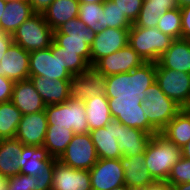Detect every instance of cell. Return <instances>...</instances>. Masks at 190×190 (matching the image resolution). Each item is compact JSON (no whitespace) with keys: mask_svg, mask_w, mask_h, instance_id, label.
<instances>
[{"mask_svg":"<svg viewBox=\"0 0 190 190\" xmlns=\"http://www.w3.org/2000/svg\"><path fill=\"white\" fill-rule=\"evenodd\" d=\"M105 86L106 76L90 68L87 72L71 77V98L85 101L96 96H105Z\"/></svg>","mask_w":190,"mask_h":190,"instance_id":"obj_15","label":"cell"},{"mask_svg":"<svg viewBox=\"0 0 190 190\" xmlns=\"http://www.w3.org/2000/svg\"><path fill=\"white\" fill-rule=\"evenodd\" d=\"M6 4L7 0H0V20L3 15V12L5 11Z\"/></svg>","mask_w":190,"mask_h":190,"instance_id":"obj_49","label":"cell"},{"mask_svg":"<svg viewBox=\"0 0 190 190\" xmlns=\"http://www.w3.org/2000/svg\"><path fill=\"white\" fill-rule=\"evenodd\" d=\"M160 133L182 148L190 142V118L181 110Z\"/></svg>","mask_w":190,"mask_h":190,"instance_id":"obj_32","label":"cell"},{"mask_svg":"<svg viewBox=\"0 0 190 190\" xmlns=\"http://www.w3.org/2000/svg\"><path fill=\"white\" fill-rule=\"evenodd\" d=\"M29 79L46 105L64 103L71 97L70 80H50L42 76H29Z\"/></svg>","mask_w":190,"mask_h":190,"instance_id":"obj_22","label":"cell"},{"mask_svg":"<svg viewBox=\"0 0 190 190\" xmlns=\"http://www.w3.org/2000/svg\"><path fill=\"white\" fill-rule=\"evenodd\" d=\"M96 34L76 17L54 30V41L62 50L80 51V56L90 64V49Z\"/></svg>","mask_w":190,"mask_h":190,"instance_id":"obj_5","label":"cell"},{"mask_svg":"<svg viewBox=\"0 0 190 190\" xmlns=\"http://www.w3.org/2000/svg\"><path fill=\"white\" fill-rule=\"evenodd\" d=\"M98 159L90 134L84 133L75 134L57 160L74 169L90 170Z\"/></svg>","mask_w":190,"mask_h":190,"instance_id":"obj_8","label":"cell"},{"mask_svg":"<svg viewBox=\"0 0 190 190\" xmlns=\"http://www.w3.org/2000/svg\"><path fill=\"white\" fill-rule=\"evenodd\" d=\"M111 190H133L131 188H128L125 184L116 188H113Z\"/></svg>","mask_w":190,"mask_h":190,"instance_id":"obj_53","label":"cell"},{"mask_svg":"<svg viewBox=\"0 0 190 190\" xmlns=\"http://www.w3.org/2000/svg\"><path fill=\"white\" fill-rule=\"evenodd\" d=\"M156 68H165L190 74V41L174 39L169 49L156 62Z\"/></svg>","mask_w":190,"mask_h":190,"instance_id":"obj_24","label":"cell"},{"mask_svg":"<svg viewBox=\"0 0 190 190\" xmlns=\"http://www.w3.org/2000/svg\"><path fill=\"white\" fill-rule=\"evenodd\" d=\"M103 3H80L79 19L93 32L100 33L105 30Z\"/></svg>","mask_w":190,"mask_h":190,"instance_id":"obj_36","label":"cell"},{"mask_svg":"<svg viewBox=\"0 0 190 190\" xmlns=\"http://www.w3.org/2000/svg\"><path fill=\"white\" fill-rule=\"evenodd\" d=\"M14 81L0 75V103L11 100Z\"/></svg>","mask_w":190,"mask_h":190,"instance_id":"obj_41","label":"cell"},{"mask_svg":"<svg viewBox=\"0 0 190 190\" xmlns=\"http://www.w3.org/2000/svg\"><path fill=\"white\" fill-rule=\"evenodd\" d=\"M118 128L120 122L112 119L105 127L89 131L99 159H120L118 148Z\"/></svg>","mask_w":190,"mask_h":190,"instance_id":"obj_19","label":"cell"},{"mask_svg":"<svg viewBox=\"0 0 190 190\" xmlns=\"http://www.w3.org/2000/svg\"><path fill=\"white\" fill-rule=\"evenodd\" d=\"M176 3L179 8H182L184 6H190V0H176Z\"/></svg>","mask_w":190,"mask_h":190,"instance_id":"obj_48","label":"cell"},{"mask_svg":"<svg viewBox=\"0 0 190 190\" xmlns=\"http://www.w3.org/2000/svg\"><path fill=\"white\" fill-rule=\"evenodd\" d=\"M129 42V29L107 28L96 34L90 49L91 67L101 58L122 49Z\"/></svg>","mask_w":190,"mask_h":190,"instance_id":"obj_14","label":"cell"},{"mask_svg":"<svg viewBox=\"0 0 190 190\" xmlns=\"http://www.w3.org/2000/svg\"><path fill=\"white\" fill-rule=\"evenodd\" d=\"M182 157L190 159V142L181 148Z\"/></svg>","mask_w":190,"mask_h":190,"instance_id":"obj_46","label":"cell"},{"mask_svg":"<svg viewBox=\"0 0 190 190\" xmlns=\"http://www.w3.org/2000/svg\"><path fill=\"white\" fill-rule=\"evenodd\" d=\"M79 5V0H54L42 15L54 31L79 16Z\"/></svg>","mask_w":190,"mask_h":190,"instance_id":"obj_30","label":"cell"},{"mask_svg":"<svg viewBox=\"0 0 190 190\" xmlns=\"http://www.w3.org/2000/svg\"><path fill=\"white\" fill-rule=\"evenodd\" d=\"M167 182L171 186L181 183H190V159L181 157L180 160L171 168Z\"/></svg>","mask_w":190,"mask_h":190,"instance_id":"obj_39","label":"cell"},{"mask_svg":"<svg viewBox=\"0 0 190 190\" xmlns=\"http://www.w3.org/2000/svg\"><path fill=\"white\" fill-rule=\"evenodd\" d=\"M74 135L73 130H67L64 127H48L43 146L53 158L58 159Z\"/></svg>","mask_w":190,"mask_h":190,"instance_id":"obj_34","label":"cell"},{"mask_svg":"<svg viewBox=\"0 0 190 190\" xmlns=\"http://www.w3.org/2000/svg\"><path fill=\"white\" fill-rule=\"evenodd\" d=\"M29 76H42L57 80H71L72 75L63 67L59 56L50 48L30 52Z\"/></svg>","mask_w":190,"mask_h":190,"instance_id":"obj_13","label":"cell"},{"mask_svg":"<svg viewBox=\"0 0 190 190\" xmlns=\"http://www.w3.org/2000/svg\"><path fill=\"white\" fill-rule=\"evenodd\" d=\"M51 190H92L89 170L74 169L55 159Z\"/></svg>","mask_w":190,"mask_h":190,"instance_id":"obj_17","label":"cell"},{"mask_svg":"<svg viewBox=\"0 0 190 190\" xmlns=\"http://www.w3.org/2000/svg\"><path fill=\"white\" fill-rule=\"evenodd\" d=\"M156 81V63L145 62L130 72L106 76L108 100H145V91Z\"/></svg>","mask_w":190,"mask_h":190,"instance_id":"obj_1","label":"cell"},{"mask_svg":"<svg viewBox=\"0 0 190 190\" xmlns=\"http://www.w3.org/2000/svg\"><path fill=\"white\" fill-rule=\"evenodd\" d=\"M12 38L13 43L32 52L49 48L54 40V31L42 14L35 13L18 27Z\"/></svg>","mask_w":190,"mask_h":190,"instance_id":"obj_6","label":"cell"},{"mask_svg":"<svg viewBox=\"0 0 190 190\" xmlns=\"http://www.w3.org/2000/svg\"><path fill=\"white\" fill-rule=\"evenodd\" d=\"M22 114L11 102L0 103V139L15 138Z\"/></svg>","mask_w":190,"mask_h":190,"instance_id":"obj_35","label":"cell"},{"mask_svg":"<svg viewBox=\"0 0 190 190\" xmlns=\"http://www.w3.org/2000/svg\"><path fill=\"white\" fill-rule=\"evenodd\" d=\"M34 14L28 0H7L0 20V31L13 35L18 27Z\"/></svg>","mask_w":190,"mask_h":190,"instance_id":"obj_26","label":"cell"},{"mask_svg":"<svg viewBox=\"0 0 190 190\" xmlns=\"http://www.w3.org/2000/svg\"><path fill=\"white\" fill-rule=\"evenodd\" d=\"M0 190H6V178L0 175Z\"/></svg>","mask_w":190,"mask_h":190,"instance_id":"obj_50","label":"cell"},{"mask_svg":"<svg viewBox=\"0 0 190 190\" xmlns=\"http://www.w3.org/2000/svg\"><path fill=\"white\" fill-rule=\"evenodd\" d=\"M54 56H59L63 67L72 75H80L87 72L91 65L80 56V51L62 50L54 40L49 47Z\"/></svg>","mask_w":190,"mask_h":190,"instance_id":"obj_33","label":"cell"},{"mask_svg":"<svg viewBox=\"0 0 190 190\" xmlns=\"http://www.w3.org/2000/svg\"><path fill=\"white\" fill-rule=\"evenodd\" d=\"M156 82L161 91L181 108L190 106V74L156 68Z\"/></svg>","mask_w":190,"mask_h":190,"instance_id":"obj_9","label":"cell"},{"mask_svg":"<svg viewBox=\"0 0 190 190\" xmlns=\"http://www.w3.org/2000/svg\"><path fill=\"white\" fill-rule=\"evenodd\" d=\"M12 43V35L10 33L0 31V61Z\"/></svg>","mask_w":190,"mask_h":190,"instance_id":"obj_43","label":"cell"},{"mask_svg":"<svg viewBox=\"0 0 190 190\" xmlns=\"http://www.w3.org/2000/svg\"><path fill=\"white\" fill-rule=\"evenodd\" d=\"M175 8H178L176 0H144L138 18L132 26L156 28L159 18Z\"/></svg>","mask_w":190,"mask_h":190,"instance_id":"obj_29","label":"cell"},{"mask_svg":"<svg viewBox=\"0 0 190 190\" xmlns=\"http://www.w3.org/2000/svg\"><path fill=\"white\" fill-rule=\"evenodd\" d=\"M55 160L44 146L23 144V151L19 157V171L29 176H43L46 168Z\"/></svg>","mask_w":190,"mask_h":190,"instance_id":"obj_21","label":"cell"},{"mask_svg":"<svg viewBox=\"0 0 190 190\" xmlns=\"http://www.w3.org/2000/svg\"><path fill=\"white\" fill-rule=\"evenodd\" d=\"M92 190H111L125 184L119 159H98L89 170Z\"/></svg>","mask_w":190,"mask_h":190,"instance_id":"obj_12","label":"cell"},{"mask_svg":"<svg viewBox=\"0 0 190 190\" xmlns=\"http://www.w3.org/2000/svg\"><path fill=\"white\" fill-rule=\"evenodd\" d=\"M115 6L134 24L138 18L144 0H111Z\"/></svg>","mask_w":190,"mask_h":190,"instance_id":"obj_40","label":"cell"},{"mask_svg":"<svg viewBox=\"0 0 190 190\" xmlns=\"http://www.w3.org/2000/svg\"><path fill=\"white\" fill-rule=\"evenodd\" d=\"M141 190H173L167 181H155Z\"/></svg>","mask_w":190,"mask_h":190,"instance_id":"obj_45","label":"cell"},{"mask_svg":"<svg viewBox=\"0 0 190 190\" xmlns=\"http://www.w3.org/2000/svg\"><path fill=\"white\" fill-rule=\"evenodd\" d=\"M113 119L130 128L140 129L148 134L159 133L144 114L141 100H108Z\"/></svg>","mask_w":190,"mask_h":190,"instance_id":"obj_10","label":"cell"},{"mask_svg":"<svg viewBox=\"0 0 190 190\" xmlns=\"http://www.w3.org/2000/svg\"><path fill=\"white\" fill-rule=\"evenodd\" d=\"M103 11L105 18V30L107 28L130 29L132 23L126 16L115 6L111 0L103 2Z\"/></svg>","mask_w":190,"mask_h":190,"instance_id":"obj_38","label":"cell"},{"mask_svg":"<svg viewBox=\"0 0 190 190\" xmlns=\"http://www.w3.org/2000/svg\"><path fill=\"white\" fill-rule=\"evenodd\" d=\"M173 190H190V183H181L175 186H172Z\"/></svg>","mask_w":190,"mask_h":190,"instance_id":"obj_47","label":"cell"},{"mask_svg":"<svg viewBox=\"0 0 190 190\" xmlns=\"http://www.w3.org/2000/svg\"><path fill=\"white\" fill-rule=\"evenodd\" d=\"M153 134L137 128H130L120 122L118 128V148L122 156L131 157L144 153Z\"/></svg>","mask_w":190,"mask_h":190,"instance_id":"obj_25","label":"cell"},{"mask_svg":"<svg viewBox=\"0 0 190 190\" xmlns=\"http://www.w3.org/2000/svg\"><path fill=\"white\" fill-rule=\"evenodd\" d=\"M47 128L48 122L45 110L22 115L15 138L24 145L43 146Z\"/></svg>","mask_w":190,"mask_h":190,"instance_id":"obj_16","label":"cell"},{"mask_svg":"<svg viewBox=\"0 0 190 190\" xmlns=\"http://www.w3.org/2000/svg\"><path fill=\"white\" fill-rule=\"evenodd\" d=\"M182 18V38L190 39V6L180 8Z\"/></svg>","mask_w":190,"mask_h":190,"instance_id":"obj_42","label":"cell"},{"mask_svg":"<svg viewBox=\"0 0 190 190\" xmlns=\"http://www.w3.org/2000/svg\"><path fill=\"white\" fill-rule=\"evenodd\" d=\"M105 0H79L80 3H103Z\"/></svg>","mask_w":190,"mask_h":190,"instance_id":"obj_51","label":"cell"},{"mask_svg":"<svg viewBox=\"0 0 190 190\" xmlns=\"http://www.w3.org/2000/svg\"><path fill=\"white\" fill-rule=\"evenodd\" d=\"M181 110L190 118V106L183 107Z\"/></svg>","mask_w":190,"mask_h":190,"instance_id":"obj_52","label":"cell"},{"mask_svg":"<svg viewBox=\"0 0 190 190\" xmlns=\"http://www.w3.org/2000/svg\"><path fill=\"white\" fill-rule=\"evenodd\" d=\"M23 143L16 138L0 139V175L4 178L16 176Z\"/></svg>","mask_w":190,"mask_h":190,"instance_id":"obj_27","label":"cell"},{"mask_svg":"<svg viewBox=\"0 0 190 190\" xmlns=\"http://www.w3.org/2000/svg\"><path fill=\"white\" fill-rule=\"evenodd\" d=\"M84 105L89 131L105 127L113 119L106 96L87 99Z\"/></svg>","mask_w":190,"mask_h":190,"instance_id":"obj_31","label":"cell"},{"mask_svg":"<svg viewBox=\"0 0 190 190\" xmlns=\"http://www.w3.org/2000/svg\"><path fill=\"white\" fill-rule=\"evenodd\" d=\"M22 115L44 111L46 104L30 79L15 81L10 100Z\"/></svg>","mask_w":190,"mask_h":190,"instance_id":"obj_20","label":"cell"},{"mask_svg":"<svg viewBox=\"0 0 190 190\" xmlns=\"http://www.w3.org/2000/svg\"><path fill=\"white\" fill-rule=\"evenodd\" d=\"M174 39L156 28L131 26L129 42L131 48L144 60L156 63Z\"/></svg>","mask_w":190,"mask_h":190,"instance_id":"obj_3","label":"cell"},{"mask_svg":"<svg viewBox=\"0 0 190 190\" xmlns=\"http://www.w3.org/2000/svg\"><path fill=\"white\" fill-rule=\"evenodd\" d=\"M124 169L125 185L133 190H141L155 182L145 165V154L136 156H122L119 159Z\"/></svg>","mask_w":190,"mask_h":190,"instance_id":"obj_23","label":"cell"},{"mask_svg":"<svg viewBox=\"0 0 190 190\" xmlns=\"http://www.w3.org/2000/svg\"><path fill=\"white\" fill-rule=\"evenodd\" d=\"M157 28L173 39L182 38V18L180 8L168 10L159 18Z\"/></svg>","mask_w":190,"mask_h":190,"instance_id":"obj_37","label":"cell"},{"mask_svg":"<svg viewBox=\"0 0 190 190\" xmlns=\"http://www.w3.org/2000/svg\"><path fill=\"white\" fill-rule=\"evenodd\" d=\"M55 160L46 168L43 176L17 174L6 179V190H51Z\"/></svg>","mask_w":190,"mask_h":190,"instance_id":"obj_28","label":"cell"},{"mask_svg":"<svg viewBox=\"0 0 190 190\" xmlns=\"http://www.w3.org/2000/svg\"><path fill=\"white\" fill-rule=\"evenodd\" d=\"M145 154V165L155 181H167L171 168L182 157L181 148L161 133L153 134Z\"/></svg>","mask_w":190,"mask_h":190,"instance_id":"obj_2","label":"cell"},{"mask_svg":"<svg viewBox=\"0 0 190 190\" xmlns=\"http://www.w3.org/2000/svg\"><path fill=\"white\" fill-rule=\"evenodd\" d=\"M53 1L54 0H28L33 12L37 14H43Z\"/></svg>","mask_w":190,"mask_h":190,"instance_id":"obj_44","label":"cell"},{"mask_svg":"<svg viewBox=\"0 0 190 190\" xmlns=\"http://www.w3.org/2000/svg\"><path fill=\"white\" fill-rule=\"evenodd\" d=\"M29 55L30 52L12 43L0 61V75L14 82L29 79Z\"/></svg>","mask_w":190,"mask_h":190,"instance_id":"obj_18","label":"cell"},{"mask_svg":"<svg viewBox=\"0 0 190 190\" xmlns=\"http://www.w3.org/2000/svg\"><path fill=\"white\" fill-rule=\"evenodd\" d=\"M48 127H64L75 134L89 133L84 101L69 98L60 104L46 105Z\"/></svg>","mask_w":190,"mask_h":190,"instance_id":"obj_4","label":"cell"},{"mask_svg":"<svg viewBox=\"0 0 190 190\" xmlns=\"http://www.w3.org/2000/svg\"><path fill=\"white\" fill-rule=\"evenodd\" d=\"M142 101L148 122L160 133L165 126L181 111V107L168 98L155 81L145 91Z\"/></svg>","mask_w":190,"mask_h":190,"instance_id":"obj_7","label":"cell"},{"mask_svg":"<svg viewBox=\"0 0 190 190\" xmlns=\"http://www.w3.org/2000/svg\"><path fill=\"white\" fill-rule=\"evenodd\" d=\"M144 60L129 44L122 49L99 59L91 68L105 76L130 72L140 67Z\"/></svg>","mask_w":190,"mask_h":190,"instance_id":"obj_11","label":"cell"}]
</instances>
